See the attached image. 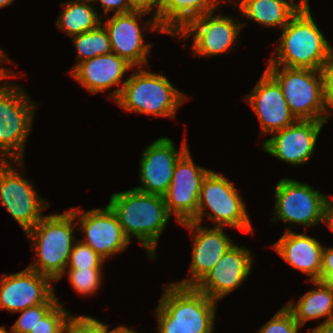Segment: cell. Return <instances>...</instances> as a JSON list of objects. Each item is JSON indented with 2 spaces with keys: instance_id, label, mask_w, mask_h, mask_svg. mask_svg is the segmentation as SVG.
Wrapping results in <instances>:
<instances>
[{
  "instance_id": "6da1fadb",
  "label": "cell",
  "mask_w": 333,
  "mask_h": 333,
  "mask_svg": "<svg viewBox=\"0 0 333 333\" xmlns=\"http://www.w3.org/2000/svg\"><path fill=\"white\" fill-rule=\"evenodd\" d=\"M117 216L124 235L130 241L134 236L149 254L156 259L155 249L170 214L161 195L147 194L135 188L113 193L107 204Z\"/></svg>"
},
{
  "instance_id": "7a4b0ae2",
  "label": "cell",
  "mask_w": 333,
  "mask_h": 333,
  "mask_svg": "<svg viewBox=\"0 0 333 333\" xmlns=\"http://www.w3.org/2000/svg\"><path fill=\"white\" fill-rule=\"evenodd\" d=\"M332 50L315 24L307 1L282 28L279 46L268 65L320 70Z\"/></svg>"
},
{
  "instance_id": "3957f363",
  "label": "cell",
  "mask_w": 333,
  "mask_h": 333,
  "mask_svg": "<svg viewBox=\"0 0 333 333\" xmlns=\"http://www.w3.org/2000/svg\"><path fill=\"white\" fill-rule=\"evenodd\" d=\"M216 302L195 287H165L156 308L158 333H213Z\"/></svg>"
},
{
  "instance_id": "277c9868",
  "label": "cell",
  "mask_w": 333,
  "mask_h": 333,
  "mask_svg": "<svg viewBox=\"0 0 333 333\" xmlns=\"http://www.w3.org/2000/svg\"><path fill=\"white\" fill-rule=\"evenodd\" d=\"M141 68L134 70L120 88L113 90L110 98L127 112L175 118L177 109L187 100L186 96L164 75Z\"/></svg>"
},
{
  "instance_id": "5b68a950",
  "label": "cell",
  "mask_w": 333,
  "mask_h": 333,
  "mask_svg": "<svg viewBox=\"0 0 333 333\" xmlns=\"http://www.w3.org/2000/svg\"><path fill=\"white\" fill-rule=\"evenodd\" d=\"M75 219L70 210L62 214L46 215L26 232L38 255V261H33L28 268L50 277L53 281H58L67 272L75 240Z\"/></svg>"
},
{
  "instance_id": "8992f818",
  "label": "cell",
  "mask_w": 333,
  "mask_h": 333,
  "mask_svg": "<svg viewBox=\"0 0 333 333\" xmlns=\"http://www.w3.org/2000/svg\"><path fill=\"white\" fill-rule=\"evenodd\" d=\"M266 71L281 86L296 120L326 122L329 119L331 115L324 100L320 70L268 65Z\"/></svg>"
},
{
  "instance_id": "52a82bcc",
  "label": "cell",
  "mask_w": 333,
  "mask_h": 333,
  "mask_svg": "<svg viewBox=\"0 0 333 333\" xmlns=\"http://www.w3.org/2000/svg\"><path fill=\"white\" fill-rule=\"evenodd\" d=\"M16 85L7 82L0 90V161H8L9 158L15 161L16 166H21L36 106Z\"/></svg>"
},
{
  "instance_id": "ba28073f",
  "label": "cell",
  "mask_w": 333,
  "mask_h": 333,
  "mask_svg": "<svg viewBox=\"0 0 333 333\" xmlns=\"http://www.w3.org/2000/svg\"><path fill=\"white\" fill-rule=\"evenodd\" d=\"M207 207L213 213L205 212ZM205 215L215 221L216 227L230 226L253 234L245 204L233 182L212 170L202 182L197 213L191 221L201 224Z\"/></svg>"
},
{
  "instance_id": "9c48e42d",
  "label": "cell",
  "mask_w": 333,
  "mask_h": 333,
  "mask_svg": "<svg viewBox=\"0 0 333 333\" xmlns=\"http://www.w3.org/2000/svg\"><path fill=\"white\" fill-rule=\"evenodd\" d=\"M326 197L308 184L283 178L275 187V210L271 221L302 224L305 228L326 222Z\"/></svg>"
},
{
  "instance_id": "30bf717a",
  "label": "cell",
  "mask_w": 333,
  "mask_h": 333,
  "mask_svg": "<svg viewBox=\"0 0 333 333\" xmlns=\"http://www.w3.org/2000/svg\"><path fill=\"white\" fill-rule=\"evenodd\" d=\"M10 162L0 161V203L27 232L41 220V212L49 204L39 197L32 183L16 172Z\"/></svg>"
},
{
  "instance_id": "8fae6325",
  "label": "cell",
  "mask_w": 333,
  "mask_h": 333,
  "mask_svg": "<svg viewBox=\"0 0 333 333\" xmlns=\"http://www.w3.org/2000/svg\"><path fill=\"white\" fill-rule=\"evenodd\" d=\"M194 163L188 149L177 160L170 186L163 195L169 214L180 224L196 216L202 182L211 171Z\"/></svg>"
},
{
  "instance_id": "7c38bea8",
  "label": "cell",
  "mask_w": 333,
  "mask_h": 333,
  "mask_svg": "<svg viewBox=\"0 0 333 333\" xmlns=\"http://www.w3.org/2000/svg\"><path fill=\"white\" fill-rule=\"evenodd\" d=\"M243 23L230 16L213 17V12L204 14L189 21L174 37L186 39L193 36L192 50L199 57L215 56L228 52L236 41ZM179 34V35H178Z\"/></svg>"
},
{
  "instance_id": "4fadbf2b",
  "label": "cell",
  "mask_w": 333,
  "mask_h": 333,
  "mask_svg": "<svg viewBox=\"0 0 333 333\" xmlns=\"http://www.w3.org/2000/svg\"><path fill=\"white\" fill-rule=\"evenodd\" d=\"M188 150L186 139L181 150L175 148L174 142L167 137L156 139L142 153L140 160V183L135 189L163 196L170 186L177 160Z\"/></svg>"
},
{
  "instance_id": "5bb4252c",
  "label": "cell",
  "mask_w": 333,
  "mask_h": 333,
  "mask_svg": "<svg viewBox=\"0 0 333 333\" xmlns=\"http://www.w3.org/2000/svg\"><path fill=\"white\" fill-rule=\"evenodd\" d=\"M325 122L296 120L293 124L273 133L264 141L263 149L269 155L294 166L310 160L316 140Z\"/></svg>"
},
{
  "instance_id": "9a60e30c",
  "label": "cell",
  "mask_w": 333,
  "mask_h": 333,
  "mask_svg": "<svg viewBox=\"0 0 333 333\" xmlns=\"http://www.w3.org/2000/svg\"><path fill=\"white\" fill-rule=\"evenodd\" d=\"M82 227L84 239L80 241L91 247L104 260L108 256L122 252L130 241L124 235L117 216L107 205L104 209H92L80 212L70 210Z\"/></svg>"
},
{
  "instance_id": "2e32d148",
  "label": "cell",
  "mask_w": 333,
  "mask_h": 333,
  "mask_svg": "<svg viewBox=\"0 0 333 333\" xmlns=\"http://www.w3.org/2000/svg\"><path fill=\"white\" fill-rule=\"evenodd\" d=\"M52 279L26 268L0 278V309L18 313L46 303L53 295Z\"/></svg>"
},
{
  "instance_id": "e0dca14e",
  "label": "cell",
  "mask_w": 333,
  "mask_h": 333,
  "mask_svg": "<svg viewBox=\"0 0 333 333\" xmlns=\"http://www.w3.org/2000/svg\"><path fill=\"white\" fill-rule=\"evenodd\" d=\"M182 225L193 232L192 261L189 267L191 278L174 284L195 287L234 244L223 232V227H202V223L192 221Z\"/></svg>"
},
{
  "instance_id": "ac0fdd59",
  "label": "cell",
  "mask_w": 333,
  "mask_h": 333,
  "mask_svg": "<svg viewBox=\"0 0 333 333\" xmlns=\"http://www.w3.org/2000/svg\"><path fill=\"white\" fill-rule=\"evenodd\" d=\"M244 98L260 121L262 135L273 134L296 121L281 86L266 70L252 92Z\"/></svg>"
},
{
  "instance_id": "d6986e66",
  "label": "cell",
  "mask_w": 333,
  "mask_h": 333,
  "mask_svg": "<svg viewBox=\"0 0 333 333\" xmlns=\"http://www.w3.org/2000/svg\"><path fill=\"white\" fill-rule=\"evenodd\" d=\"M251 257L248 249L234 244L195 288L218 301L249 276L253 262Z\"/></svg>"
},
{
  "instance_id": "ffe728a7",
  "label": "cell",
  "mask_w": 333,
  "mask_h": 333,
  "mask_svg": "<svg viewBox=\"0 0 333 333\" xmlns=\"http://www.w3.org/2000/svg\"><path fill=\"white\" fill-rule=\"evenodd\" d=\"M148 12L133 10L125 14H115L108 21L101 22L106 29L111 50L119 57L125 59L133 68L147 65V54L151 44H144L138 20L148 15Z\"/></svg>"
},
{
  "instance_id": "44dd1931",
  "label": "cell",
  "mask_w": 333,
  "mask_h": 333,
  "mask_svg": "<svg viewBox=\"0 0 333 333\" xmlns=\"http://www.w3.org/2000/svg\"><path fill=\"white\" fill-rule=\"evenodd\" d=\"M272 247L289 265L309 275L310 281L320 279L324 246L317 239L287 229Z\"/></svg>"
},
{
  "instance_id": "7402d4cb",
  "label": "cell",
  "mask_w": 333,
  "mask_h": 333,
  "mask_svg": "<svg viewBox=\"0 0 333 333\" xmlns=\"http://www.w3.org/2000/svg\"><path fill=\"white\" fill-rule=\"evenodd\" d=\"M125 59L111 52L79 63L71 75L90 93H98L115 84L120 85L123 74L132 68Z\"/></svg>"
},
{
  "instance_id": "603a6c76",
  "label": "cell",
  "mask_w": 333,
  "mask_h": 333,
  "mask_svg": "<svg viewBox=\"0 0 333 333\" xmlns=\"http://www.w3.org/2000/svg\"><path fill=\"white\" fill-rule=\"evenodd\" d=\"M221 0H160L158 24L161 29L175 36L189 21L214 12Z\"/></svg>"
},
{
  "instance_id": "cb8c5ba5",
  "label": "cell",
  "mask_w": 333,
  "mask_h": 333,
  "mask_svg": "<svg viewBox=\"0 0 333 333\" xmlns=\"http://www.w3.org/2000/svg\"><path fill=\"white\" fill-rule=\"evenodd\" d=\"M309 0H239L241 15L266 27L283 28Z\"/></svg>"
},
{
  "instance_id": "d4e9b609",
  "label": "cell",
  "mask_w": 333,
  "mask_h": 333,
  "mask_svg": "<svg viewBox=\"0 0 333 333\" xmlns=\"http://www.w3.org/2000/svg\"><path fill=\"white\" fill-rule=\"evenodd\" d=\"M316 287L294 301L284 305L297 323L303 326L307 321L327 316L325 321L333 318V291L319 280L311 281Z\"/></svg>"
},
{
  "instance_id": "484cf974",
  "label": "cell",
  "mask_w": 333,
  "mask_h": 333,
  "mask_svg": "<svg viewBox=\"0 0 333 333\" xmlns=\"http://www.w3.org/2000/svg\"><path fill=\"white\" fill-rule=\"evenodd\" d=\"M90 0H71L62 2L61 15L56 20L58 28L68 33L70 37L97 28L101 24L103 15L98 16ZM91 3V4H90Z\"/></svg>"
},
{
  "instance_id": "4316f807",
  "label": "cell",
  "mask_w": 333,
  "mask_h": 333,
  "mask_svg": "<svg viewBox=\"0 0 333 333\" xmlns=\"http://www.w3.org/2000/svg\"><path fill=\"white\" fill-rule=\"evenodd\" d=\"M72 40L78 53V63L73 69L83 61L112 52L108 33L102 24L93 30L73 36Z\"/></svg>"
},
{
  "instance_id": "83f0119b",
  "label": "cell",
  "mask_w": 333,
  "mask_h": 333,
  "mask_svg": "<svg viewBox=\"0 0 333 333\" xmlns=\"http://www.w3.org/2000/svg\"><path fill=\"white\" fill-rule=\"evenodd\" d=\"M101 271V268L68 269L66 274L75 291L87 296L99 289L102 280Z\"/></svg>"
},
{
  "instance_id": "f1b7e54d",
  "label": "cell",
  "mask_w": 333,
  "mask_h": 333,
  "mask_svg": "<svg viewBox=\"0 0 333 333\" xmlns=\"http://www.w3.org/2000/svg\"><path fill=\"white\" fill-rule=\"evenodd\" d=\"M58 300L53 295L46 303L26 308L11 328V333H29L32 328L44 317L56 304Z\"/></svg>"
},
{
  "instance_id": "f546056e",
  "label": "cell",
  "mask_w": 333,
  "mask_h": 333,
  "mask_svg": "<svg viewBox=\"0 0 333 333\" xmlns=\"http://www.w3.org/2000/svg\"><path fill=\"white\" fill-rule=\"evenodd\" d=\"M72 315L58 302L29 333H64Z\"/></svg>"
},
{
  "instance_id": "4dcf8cb0",
  "label": "cell",
  "mask_w": 333,
  "mask_h": 333,
  "mask_svg": "<svg viewBox=\"0 0 333 333\" xmlns=\"http://www.w3.org/2000/svg\"><path fill=\"white\" fill-rule=\"evenodd\" d=\"M104 261L91 247L77 241L72 247L67 267L69 266V269L102 268Z\"/></svg>"
},
{
  "instance_id": "1f68e13d",
  "label": "cell",
  "mask_w": 333,
  "mask_h": 333,
  "mask_svg": "<svg viewBox=\"0 0 333 333\" xmlns=\"http://www.w3.org/2000/svg\"><path fill=\"white\" fill-rule=\"evenodd\" d=\"M300 327L292 313L283 306L257 333H298Z\"/></svg>"
},
{
  "instance_id": "d6a6232c",
  "label": "cell",
  "mask_w": 333,
  "mask_h": 333,
  "mask_svg": "<svg viewBox=\"0 0 333 333\" xmlns=\"http://www.w3.org/2000/svg\"><path fill=\"white\" fill-rule=\"evenodd\" d=\"M320 72L322 76L325 103L328 109H333V50L331 51L328 60L320 69Z\"/></svg>"
},
{
  "instance_id": "836d02e7",
  "label": "cell",
  "mask_w": 333,
  "mask_h": 333,
  "mask_svg": "<svg viewBox=\"0 0 333 333\" xmlns=\"http://www.w3.org/2000/svg\"><path fill=\"white\" fill-rule=\"evenodd\" d=\"M64 333H98V320L90 316H72Z\"/></svg>"
},
{
  "instance_id": "e575fe53",
  "label": "cell",
  "mask_w": 333,
  "mask_h": 333,
  "mask_svg": "<svg viewBox=\"0 0 333 333\" xmlns=\"http://www.w3.org/2000/svg\"><path fill=\"white\" fill-rule=\"evenodd\" d=\"M129 6L133 10L145 11L150 13L152 9L155 7L153 17L148 20L147 23L149 26L147 28H151V30L158 31L159 33H165L158 24V7L160 4V0H127Z\"/></svg>"
},
{
  "instance_id": "d590c367",
  "label": "cell",
  "mask_w": 333,
  "mask_h": 333,
  "mask_svg": "<svg viewBox=\"0 0 333 333\" xmlns=\"http://www.w3.org/2000/svg\"><path fill=\"white\" fill-rule=\"evenodd\" d=\"M99 1L104 8L105 14H108L109 11H114L115 14H125L133 11L129 6L127 0H94V3Z\"/></svg>"
},
{
  "instance_id": "8d00e7d4",
  "label": "cell",
  "mask_w": 333,
  "mask_h": 333,
  "mask_svg": "<svg viewBox=\"0 0 333 333\" xmlns=\"http://www.w3.org/2000/svg\"><path fill=\"white\" fill-rule=\"evenodd\" d=\"M319 281L333 291V268H321Z\"/></svg>"
},
{
  "instance_id": "74e56055",
  "label": "cell",
  "mask_w": 333,
  "mask_h": 333,
  "mask_svg": "<svg viewBox=\"0 0 333 333\" xmlns=\"http://www.w3.org/2000/svg\"><path fill=\"white\" fill-rule=\"evenodd\" d=\"M98 333H137L126 326H119L113 330H108V325L98 320Z\"/></svg>"
},
{
  "instance_id": "f35d334b",
  "label": "cell",
  "mask_w": 333,
  "mask_h": 333,
  "mask_svg": "<svg viewBox=\"0 0 333 333\" xmlns=\"http://www.w3.org/2000/svg\"><path fill=\"white\" fill-rule=\"evenodd\" d=\"M321 268H333V247H323Z\"/></svg>"
},
{
  "instance_id": "ab89813d",
  "label": "cell",
  "mask_w": 333,
  "mask_h": 333,
  "mask_svg": "<svg viewBox=\"0 0 333 333\" xmlns=\"http://www.w3.org/2000/svg\"><path fill=\"white\" fill-rule=\"evenodd\" d=\"M310 333H333V318L319 324Z\"/></svg>"
},
{
  "instance_id": "60d3db41",
  "label": "cell",
  "mask_w": 333,
  "mask_h": 333,
  "mask_svg": "<svg viewBox=\"0 0 333 333\" xmlns=\"http://www.w3.org/2000/svg\"><path fill=\"white\" fill-rule=\"evenodd\" d=\"M326 222L333 232V200L326 197Z\"/></svg>"
},
{
  "instance_id": "b9f144b4",
  "label": "cell",
  "mask_w": 333,
  "mask_h": 333,
  "mask_svg": "<svg viewBox=\"0 0 333 333\" xmlns=\"http://www.w3.org/2000/svg\"><path fill=\"white\" fill-rule=\"evenodd\" d=\"M8 58H7V56L5 55V53L0 49V62L2 61V62H4V63H6V62H8V60H7ZM2 66H0V75L3 77V78H12L13 77V74L12 73H10L7 69H5V68H1Z\"/></svg>"
},
{
  "instance_id": "7bdbcfd3",
  "label": "cell",
  "mask_w": 333,
  "mask_h": 333,
  "mask_svg": "<svg viewBox=\"0 0 333 333\" xmlns=\"http://www.w3.org/2000/svg\"><path fill=\"white\" fill-rule=\"evenodd\" d=\"M14 0H0V8L10 5Z\"/></svg>"
},
{
  "instance_id": "ee69618b",
  "label": "cell",
  "mask_w": 333,
  "mask_h": 333,
  "mask_svg": "<svg viewBox=\"0 0 333 333\" xmlns=\"http://www.w3.org/2000/svg\"><path fill=\"white\" fill-rule=\"evenodd\" d=\"M0 333H9V332L6 330L5 326L4 327L1 326L0 327Z\"/></svg>"
},
{
  "instance_id": "f6af8a7d",
  "label": "cell",
  "mask_w": 333,
  "mask_h": 333,
  "mask_svg": "<svg viewBox=\"0 0 333 333\" xmlns=\"http://www.w3.org/2000/svg\"><path fill=\"white\" fill-rule=\"evenodd\" d=\"M5 84H6V82L5 83L3 82L0 84V90L5 86Z\"/></svg>"
}]
</instances>
